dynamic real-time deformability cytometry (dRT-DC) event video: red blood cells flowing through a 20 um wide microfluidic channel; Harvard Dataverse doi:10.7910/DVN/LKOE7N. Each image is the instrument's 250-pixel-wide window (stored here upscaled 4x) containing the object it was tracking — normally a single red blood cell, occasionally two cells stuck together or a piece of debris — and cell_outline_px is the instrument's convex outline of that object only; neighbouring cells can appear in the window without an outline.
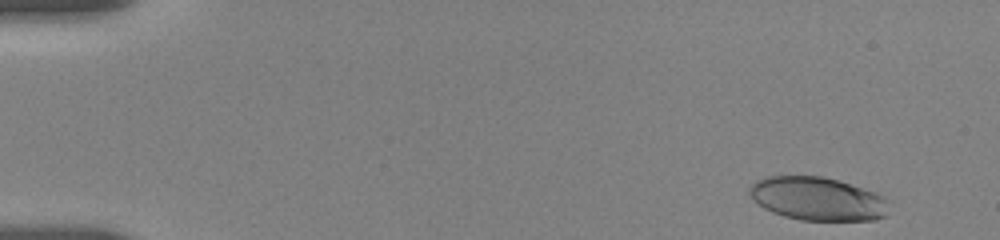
{"species": "human", "species_latin": "Homo sapiens", "temperature_condition": "room temperature", "stored_images_in_passage": 26, "camera_frame_rate_fps": 3000, "um_per_image_px": 0.085, "donor": {"sex": "female"}, "frame": {"image": 1, "passage_image": 3, "time_ms": 0.333, "image_size_px": [1000, 240], "cell_outline_px": [[888, 200], [884, 216], [876, 220], [800, 220], [784, 216], [772, 212], [764, 208], [752, 200], [748, 196], [748, 188], [756, 180], [768, 176], [824, 176], [840, 180], [876, 192], [884, 196]], "centroid_in_image_um": [69.46, 16.88], "position_along_channel_um": 15.5, "area_um2": 35.55}}
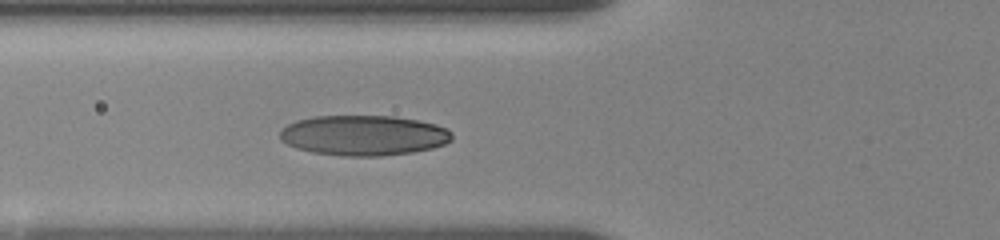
{"frame": {"image": 2, "passage_image": 21, "time_ms": 6.0, "image_size_px": [1000, 240], "cell_outline_px": [[452, 140], [444, 144], [432, 148], [412, 152], [380, 156], [344, 156], [312, 152], [296, 148], [280, 140], [280, 132], [288, 124], [296, 120], [312, 116], [396, 116], [436, 124], [448, 128], [452, 132]], "centroid_in_image_um": [30.92, 11.5], "position_along_channel_um": 94.9, "area_um2": 40.46}}
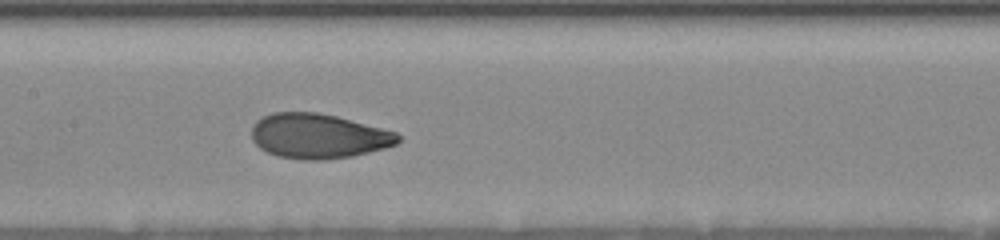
{"frame": {"image": 3, "passage_image": 26, "time_ms": 8.333, "image_size_px": [1000, 240], "cell_outline_px": [[400, 140], [396, 144], [384, 148], [352, 156], [320, 160], [300, 160], [280, 156], [268, 152], [260, 148], [252, 140], [252, 124], [256, 120], [272, 112], [316, 112], [336, 116], [396, 132], [400, 136]], "centroid_in_image_um": [27.03, 11.56], "position_along_channel_um": 180.4, "area_um2": 38.09}}